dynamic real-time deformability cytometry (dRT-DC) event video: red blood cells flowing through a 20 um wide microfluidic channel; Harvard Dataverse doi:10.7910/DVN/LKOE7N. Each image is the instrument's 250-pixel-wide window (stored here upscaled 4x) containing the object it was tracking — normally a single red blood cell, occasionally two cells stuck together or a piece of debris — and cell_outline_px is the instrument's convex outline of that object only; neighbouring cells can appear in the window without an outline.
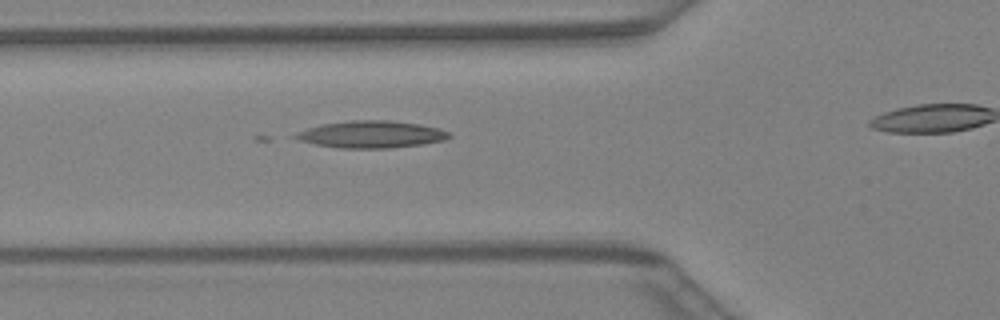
{"species": "Egyptian fruit bat (a non-hibernating species)", "species_latin": "Rousettus aegyptiacus", "temperature_condition": "warm", "stored_images_in_passage": 26, "camera_frame_rate_fps": 3000, "um_per_image_px": 0.085, "animal": {"sex": "female"}, "frame": {"image": 1, "passage_image": 11, "time_ms": 3.333, "image_size_px": [1000, 320], "cell_outline_px": [[452, 136], [444, 140], [424, 144], [388, 148], [340, 148], [316, 144], [300, 140], [288, 136], [296, 132], [320, 124], [352, 120], [388, 120], [420, 124], [440, 128], [448, 132]], "centroid_in_image_um": [31.54, 11.42], "position_along_channel_um": 94.3, "area_um2": 24.33}}
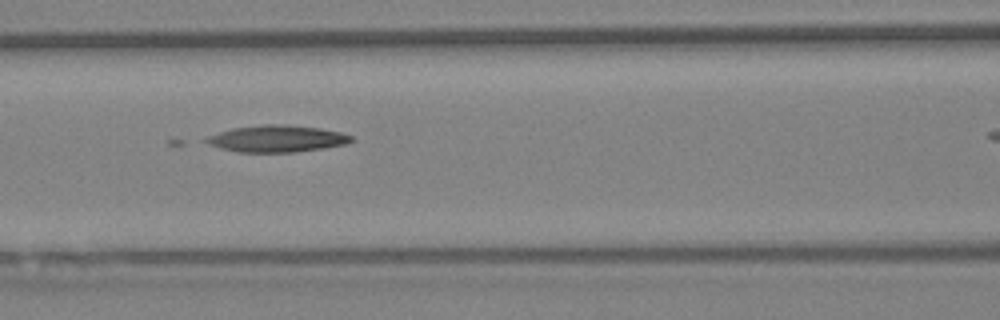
{"frame": {"image": 2, "passage_image": 14, "time_ms": 4.333, "image_size_px": [1000, 320], "cell_outline_px": [[356, 140], [348, 144], [292, 152], [240, 152], [220, 148], [208, 144], [200, 140], [208, 136], [232, 128], [264, 124], [280, 124], [320, 128], [340, 132], [352, 136]], "centroid_in_image_um": [23.53, 11.78], "position_along_channel_um": 143.1, "area_um2": 22.6}}